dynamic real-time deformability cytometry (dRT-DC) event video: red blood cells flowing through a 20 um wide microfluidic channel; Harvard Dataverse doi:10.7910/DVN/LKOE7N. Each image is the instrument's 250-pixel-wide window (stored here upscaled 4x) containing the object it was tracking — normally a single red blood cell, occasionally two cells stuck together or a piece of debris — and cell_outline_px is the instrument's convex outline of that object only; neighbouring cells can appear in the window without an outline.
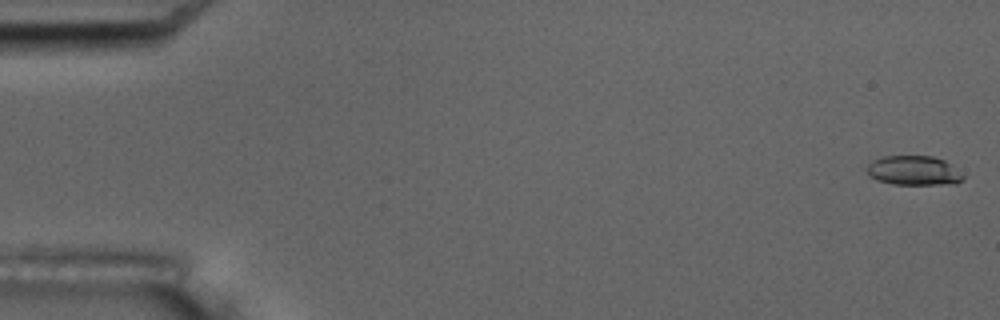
{"species": "common noctule bat (a hibernating species)", "species_latin": "Nyctalus noctula", "temperature_condition": "room temperature", "stored_images_in_passage": 6, "camera_frame_rate_fps": 3000, "um_per_image_px": 0.085, "animal": {"sex": "male", "body_mass_g": 17.5, "forearm_length_mm": 52.3}, "frame": {"image": 1, "passage_image": 1, "time_ms": 0.0, "image_size_px": [1000, 320], "cell_outline_px": [[964, 180], [956, 184], [892, 184], [876, 180], [864, 168], [872, 160], [884, 156], [932, 156], [944, 160], [964, 176]], "centroid_in_image_um": [77.65, 14.5], "position_along_channel_um": 7.4, "area_um2": 16.47}}